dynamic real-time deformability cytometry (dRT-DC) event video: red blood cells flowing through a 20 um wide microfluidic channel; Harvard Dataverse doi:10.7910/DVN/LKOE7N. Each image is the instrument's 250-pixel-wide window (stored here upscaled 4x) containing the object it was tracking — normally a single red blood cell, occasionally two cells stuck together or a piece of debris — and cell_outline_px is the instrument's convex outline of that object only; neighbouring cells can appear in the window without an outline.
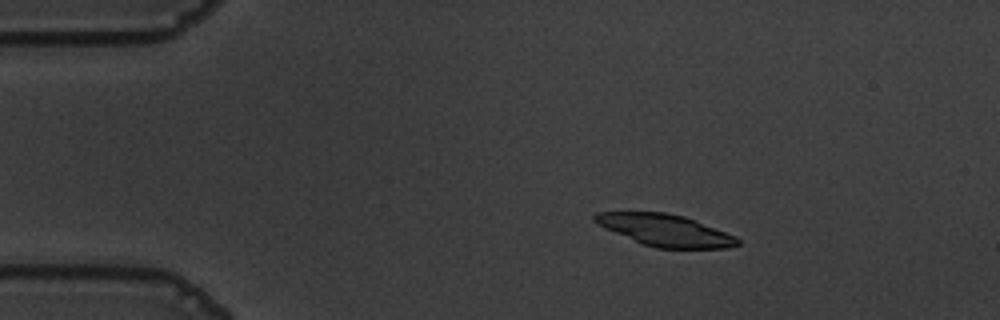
{"species": "common noctule bat (a hibernating species)", "species_latin": "Nyctalus noctula", "temperature_condition": "warm", "stored_images_in_passage": 47, "camera_frame_rate_fps": 3000, "um_per_image_px": 0.085, "animal": {"sex": "male", "body_mass_g": 19.5, "forearm_length_mm": 54.6}, "frame": {"image": 1, "passage_image": 1, "time_ms": 0.0, "image_size_px": [1000, 320], "cell_outline_px": [[740, 244], [728, 248], [656, 248], [640, 244], [596, 224], [592, 220], [592, 216], [596, 212], [664, 212], [684, 216], [736, 236], [740, 240]], "centroid_in_image_um": [56.5, 19.57], "position_along_channel_um": 28.5, "area_um2": 26.53}}